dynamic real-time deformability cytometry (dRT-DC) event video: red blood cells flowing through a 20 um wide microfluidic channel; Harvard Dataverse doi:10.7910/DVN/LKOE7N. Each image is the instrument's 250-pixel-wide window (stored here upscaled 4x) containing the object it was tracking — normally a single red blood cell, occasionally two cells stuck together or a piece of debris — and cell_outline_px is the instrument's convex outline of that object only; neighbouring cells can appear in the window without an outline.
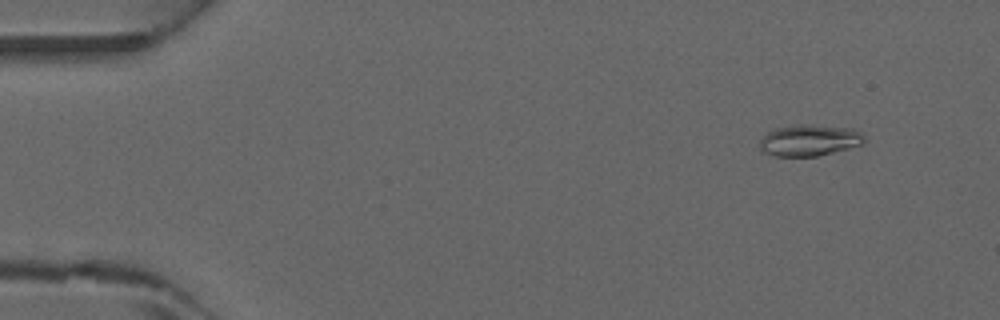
{"species": "common noctule bat (a hibernating species)", "species_latin": "Nyctalus noctula", "temperature_condition": "warm", "stored_images_in_passage": 4, "camera_frame_rate_fps": 3000, "um_per_image_px": 0.085, "animal": {"sex": "male", "forearm_length_mm": 52.5}, "frame": {"image": 1, "passage_image": 1, "time_ms": 0.0, "image_size_px": [1000, 320], "cell_outline_px": [[868, 140], [864, 144], [816, 156], [776, 156], [760, 152], [760, 140], [768, 132], [776, 128], [796, 124], [808, 124], [852, 128], [860, 132]], "centroid_in_image_um": [68.81, 11.92], "position_along_channel_um": 16.2, "area_um2": 19.25}}